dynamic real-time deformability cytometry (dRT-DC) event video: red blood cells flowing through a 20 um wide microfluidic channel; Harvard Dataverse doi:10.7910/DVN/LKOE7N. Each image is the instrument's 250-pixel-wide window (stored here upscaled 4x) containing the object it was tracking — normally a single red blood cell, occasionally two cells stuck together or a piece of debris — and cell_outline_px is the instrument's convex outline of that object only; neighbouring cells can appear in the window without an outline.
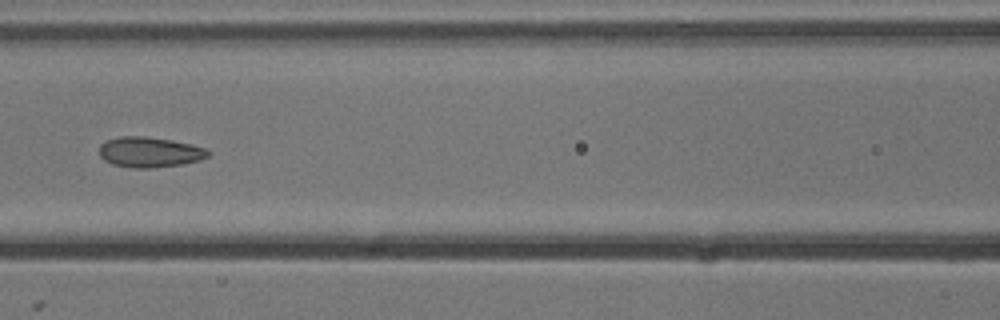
{"species": "common noctule bat (a hibernating species)", "species_latin": "Nyctalus noctula", "temperature_condition": "cold", "stored_images_in_passage": 10, "camera_frame_rate_fps": 3000, "um_per_image_px": 0.085, "animal": {"sex": "male", "body_mass_g": 13.3}, "frame": {"image": 1, "passage_image": 7, "time_ms": 2.0, "image_size_px": [1000, 320], "cell_outline_px": [[212, 152], [208, 156], [200, 160], [184, 164], [152, 168], [132, 168], [112, 164], [104, 160], [100, 156], [100, 144], [108, 140], [120, 136], [144, 136], [172, 140], [192, 144], [208, 148]], "centroid_in_image_um": [12.76, 12.93], "position_along_channel_um": 153.8, "area_um2": 19.48}}
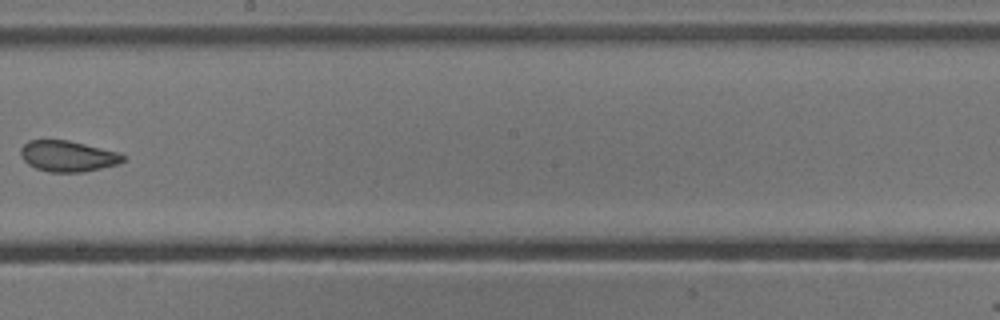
{"frame": {"image": 2, "passage_image": 9, "time_ms": 2.667, "image_size_px": [1000, 320], "cell_outline_px": [[124, 160], [120, 164], [84, 172], [48, 172], [36, 168], [28, 164], [20, 156], [20, 148], [28, 140], [68, 140], [116, 152], [124, 156]], "centroid_in_image_um": [5.73, 13.28], "position_along_channel_um": 242.5, "area_um2": 18.38}}
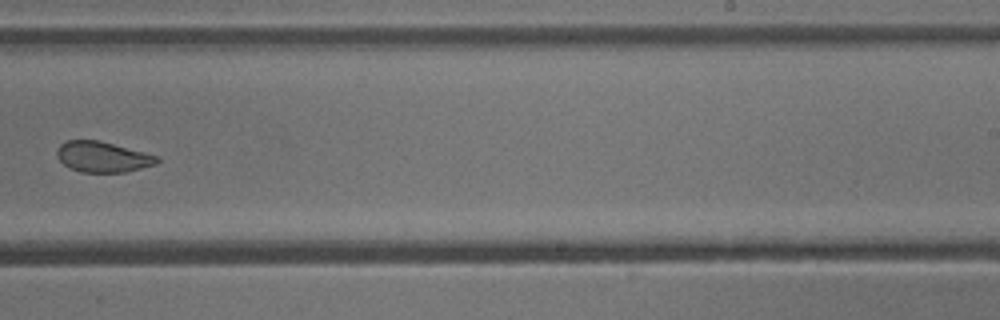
{"frame": {"image": 3, "passage_image": 10, "time_ms": 3.0, "image_size_px": [1000, 320], "cell_outline_px": [[160, 160], [156, 164], [124, 172], [80, 172], [68, 168], [56, 156], [56, 148], [60, 144], [68, 140], [96, 140], [160, 156]], "centroid_in_image_um": [8.7, 13.34], "position_along_channel_um": 280.3, "area_um2": 17.8}}